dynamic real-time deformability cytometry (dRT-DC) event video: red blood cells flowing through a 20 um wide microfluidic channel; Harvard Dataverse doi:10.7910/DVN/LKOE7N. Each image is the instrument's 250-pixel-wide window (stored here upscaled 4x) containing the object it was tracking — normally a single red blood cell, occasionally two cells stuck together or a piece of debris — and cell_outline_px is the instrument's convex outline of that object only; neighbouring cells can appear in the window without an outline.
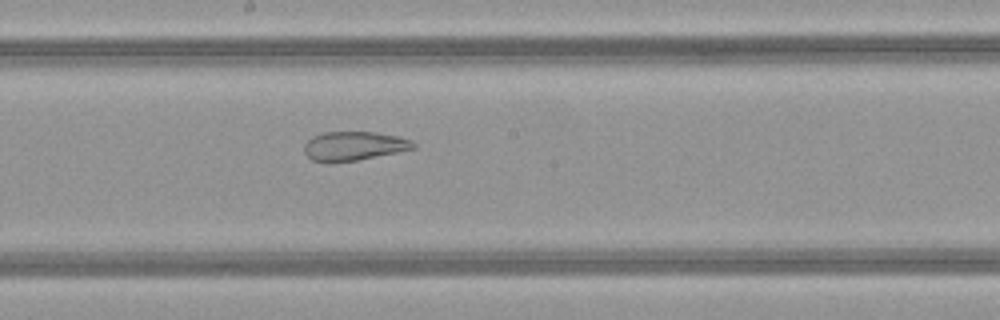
{"species": "common noctule bat (a hibernating species)", "species_latin": "Nyctalus noctula", "temperature_condition": "warm", "stored_images_in_passage": 42, "camera_frame_rate_fps": 3000, "um_per_image_px": 0.085, "animal": {"sex": "female", "body_mass_g": 21.9}, "frame": {"image": 1, "passage_image": 19, "time_ms": 6.0, "image_size_px": [1000, 320], "cell_outline_px": [[416, 148], [356, 160], [328, 164], [312, 160], [304, 152], [304, 144], [312, 136], [324, 132], [376, 132], [400, 136], [412, 140], [416, 144]], "centroid_in_image_um": [30.06, 12.41], "position_along_channel_um": 218.1, "area_um2": 18.67}}
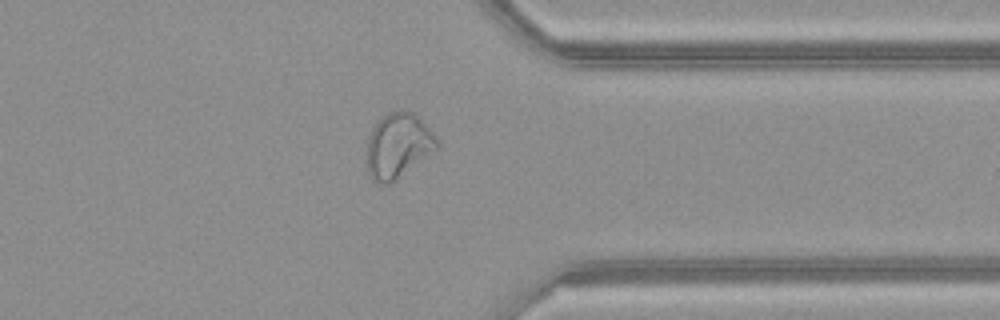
{"frame": {"image": 2, "passage_image": 31, "time_ms": 10.0, "image_size_px": [1000, 320], "cell_outline_px": [[440, 148], [388, 184], [384, 184], [372, 180], [368, 176], [368, 140], [372, 128], [384, 116], [400, 108], [404, 108], [412, 112], [432, 132], [440, 144]], "centroid_in_image_um": [33.86, 12.37], "position_along_channel_um": 377.5, "area_um2": 26.13}}
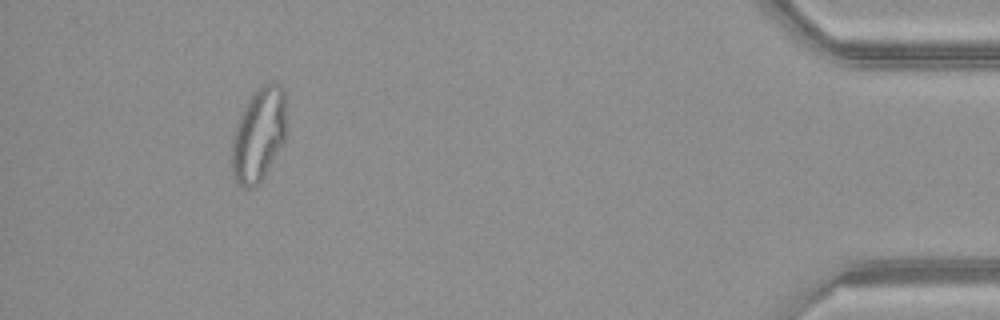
{"frame": {"image": 3, "passage_image": 38, "time_ms": 12.333, "image_size_px": [1000, 320], "cell_outline_px": [[284, 140], [264, 176], [252, 188], [244, 188], [236, 184], [232, 176], [232, 136], [240, 112], [252, 92], [256, 88], [272, 80], [276, 80], [284, 88]], "centroid_in_image_um": [21.94, 11.41], "position_along_channel_um": 413.3, "area_um2": 29.94}, "authors_computed_cell_mechanics": {"area_um2": 26.1834, "velocity_mm_per_s": 4.1453, "shape_relaxation_time_tau1_ms": null, "shape_relaxation_time_tau2_ms": 1.4484, "deformation_change_tau1": null, "deformation_change_tau2": 0.0879}}